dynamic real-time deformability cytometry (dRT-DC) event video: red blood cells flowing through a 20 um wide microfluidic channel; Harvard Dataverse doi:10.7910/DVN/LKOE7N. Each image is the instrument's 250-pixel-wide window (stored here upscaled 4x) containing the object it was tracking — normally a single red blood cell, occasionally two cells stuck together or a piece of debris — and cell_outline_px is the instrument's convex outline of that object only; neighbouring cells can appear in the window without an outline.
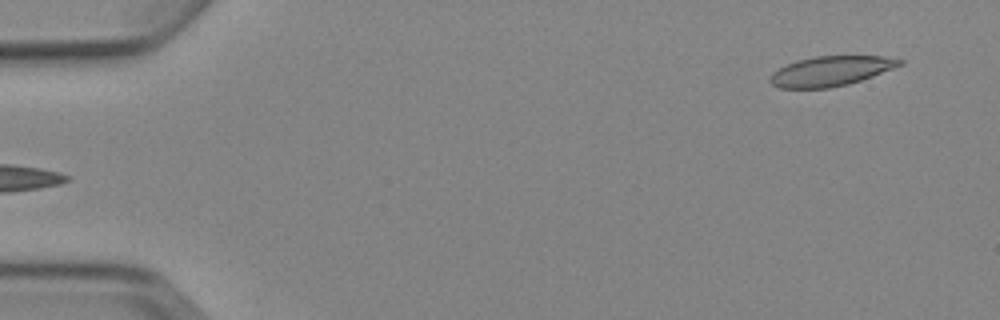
{"species": "Egyptian fruit bat (a non-hibernating species)", "species_latin": "Rousettus aegyptiacus", "temperature_condition": "cold", "stored_images_in_passage": 6, "segment_of_instrument_passage": [2, 2], "camera_frame_rate_fps": 3000, "um_per_image_px": 0.085, "animal": {"sex": "female"}, "frame": {"image": 1, "passage_image": 6, "time_ms": 6.0, "image_size_px": [1000, 320], "cell_outline_px": [[904, 64], [872, 76], [848, 84], [828, 88], [780, 88], [772, 84], [768, 80], [772, 72], [796, 60], [816, 56], [884, 56], [904, 60]], "centroid_in_image_um": [70.61, 6.04], "position_along_channel_um": 14.4, "area_um2": 22.43}}